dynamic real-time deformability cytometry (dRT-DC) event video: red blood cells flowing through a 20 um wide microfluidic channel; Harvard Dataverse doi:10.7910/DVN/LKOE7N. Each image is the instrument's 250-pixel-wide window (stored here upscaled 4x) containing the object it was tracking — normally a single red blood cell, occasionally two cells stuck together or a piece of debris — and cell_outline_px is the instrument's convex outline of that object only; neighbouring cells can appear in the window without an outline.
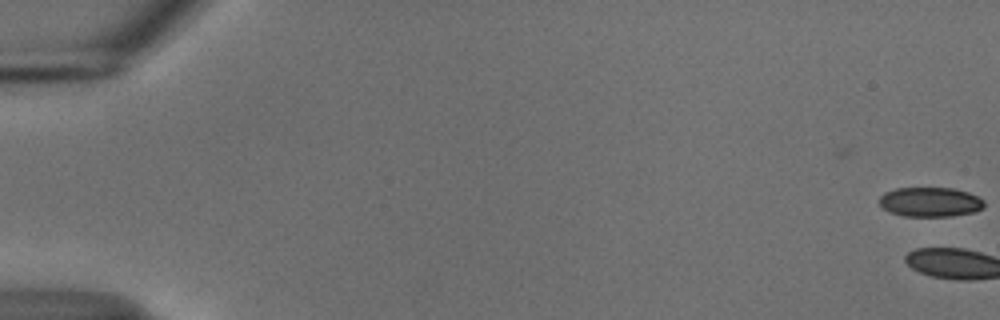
{"species": "common noctule bat (a hibernating species)", "species_latin": "Nyctalus noctula", "temperature_condition": "cold", "stored_images_in_passage": 3, "camera_frame_rate_fps": 3000, "um_per_image_px": 0.085, "animal": {"sex": "male", "body_mass_g": 18.8}, "frame": {"image": 1, "passage_image": 1, "time_ms": 0.0, "image_size_px": [1000, 320], "cell_outline_px": [[984, 208], [976, 212], [952, 216], [904, 216], [892, 212], [884, 208], [880, 204], [880, 196], [884, 192], [896, 188], [952, 188], [968, 192], [984, 200]], "centroid_in_image_um": [79.1, 17.17], "position_along_channel_um": 5.9, "area_um2": 18.03}}